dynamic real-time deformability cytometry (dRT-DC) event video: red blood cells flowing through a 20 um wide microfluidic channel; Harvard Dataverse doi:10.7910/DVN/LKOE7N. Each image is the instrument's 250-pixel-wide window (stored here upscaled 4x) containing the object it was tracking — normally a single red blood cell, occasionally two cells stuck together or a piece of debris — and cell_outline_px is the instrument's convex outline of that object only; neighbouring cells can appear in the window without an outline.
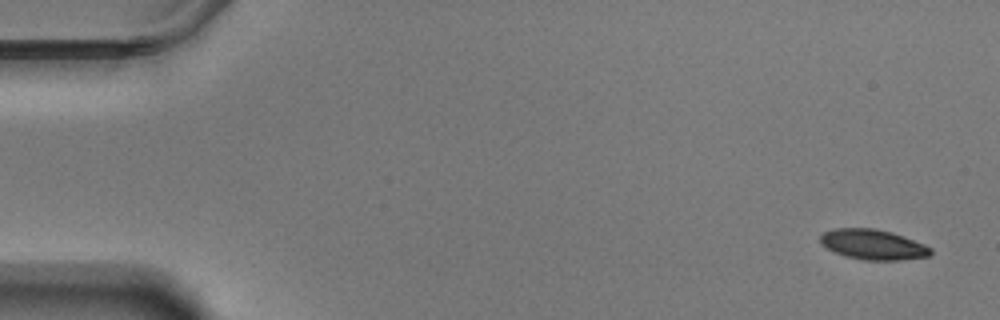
{"species": "Egyptian fruit bat (a non-hibernating species)", "species_latin": "Rousettus aegyptiacus", "temperature_condition": "warm", "stored_images_in_passage": 57, "camera_frame_rate_fps": 3000, "um_per_image_px": 0.085, "animal": {"sex": "male"}, "frame": {"image": 1, "passage_image": 1, "time_ms": 0.0, "image_size_px": [1000, 320], "cell_outline_px": [[932, 252], [928, 256], [900, 260], [864, 260], [844, 256], [820, 244], [820, 236], [824, 232], [836, 228], [876, 228], [892, 232], [904, 236], [924, 244], [932, 248]], "centroid_in_image_um": [74.21, 20.78], "position_along_channel_um": 10.8, "area_um2": 19.42}}
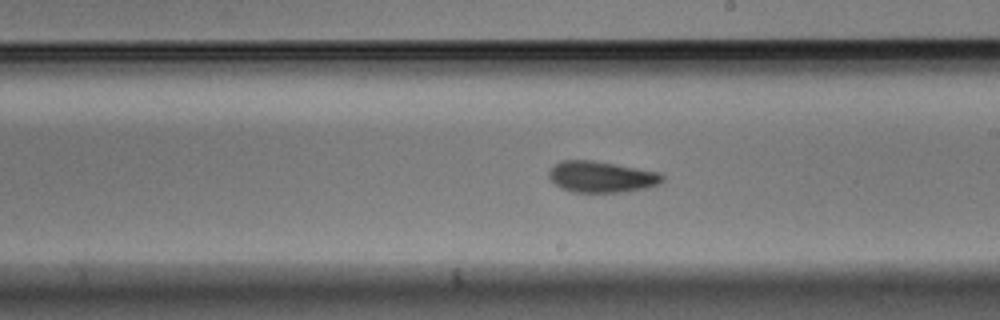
{"frame": {"image": 2, "passage_image": 32, "time_ms": 10.333, "image_size_px": [1000, 320], "cell_outline_px": [[664, 180], [660, 184], [648, 188], [624, 192], [572, 192], [560, 188], [548, 176], [548, 172], [552, 164], [560, 160], [592, 160], [616, 164], [660, 172], [664, 176]], "centroid_in_image_um": [51.12, 15.03], "position_along_channel_um": 237.9, "area_um2": 20.98}}
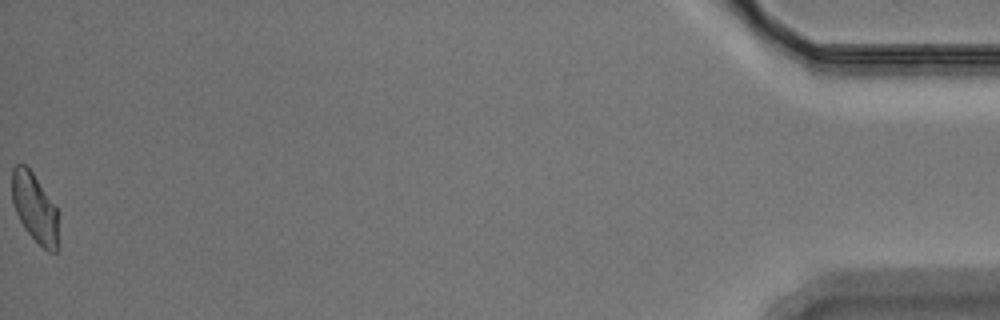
{"frame": {"image": 3, "passage_image": 57, "time_ms": 18.667, "image_size_px": [1000, 320], "cell_outline_px": [[56, 252], [48, 252], [24, 228], [12, 204], [12, 168], [16, 164], [24, 164], [32, 172], [56, 208]], "centroid_in_image_um": [2.89, 17.63], "position_along_channel_um": 432.3, "area_um2": 17.98}, "authors_computed_cell_mechanics": {"area_um2": 20.23, "velocity_mm_per_s": 3.5015, "shape_relaxation_time_tau1_ms": 4.5606, "shape_relaxation_time_tau2_ms": 3.3636, "deformation_change_tau1": 0.153, "deformation_change_tau2": 0.0823}}